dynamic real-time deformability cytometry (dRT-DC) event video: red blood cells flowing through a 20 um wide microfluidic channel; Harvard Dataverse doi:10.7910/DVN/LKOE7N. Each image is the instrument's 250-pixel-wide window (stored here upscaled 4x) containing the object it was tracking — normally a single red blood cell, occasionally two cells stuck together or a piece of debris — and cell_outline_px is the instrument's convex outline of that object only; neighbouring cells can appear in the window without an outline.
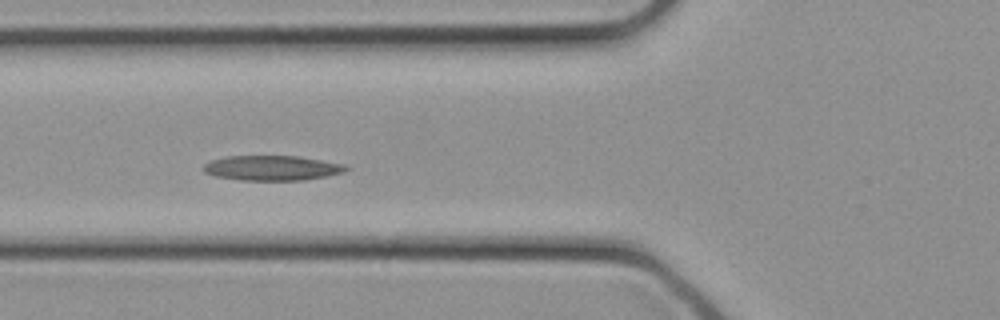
{"species": "common noctule bat (a hibernating species)", "species_latin": "Nyctalus noctula", "temperature_condition": "cold", "stored_images_in_passage": 33, "camera_frame_rate_fps": 3000, "um_per_image_px": 0.085, "animal": {"sex": "female", "body_mass_g": 21.9}, "frame": {"image": 1, "passage_image": 12, "time_ms": 3.667, "image_size_px": [1000, 320], "cell_outline_px": [[352, 168], [344, 172], [304, 180], [240, 180], [216, 176], [204, 172], [204, 164], [212, 160], [224, 156], [300, 156], [344, 164]], "centroid_in_image_um": [23.15, 14.27], "position_along_channel_um": 102.7, "area_um2": 20.69}}
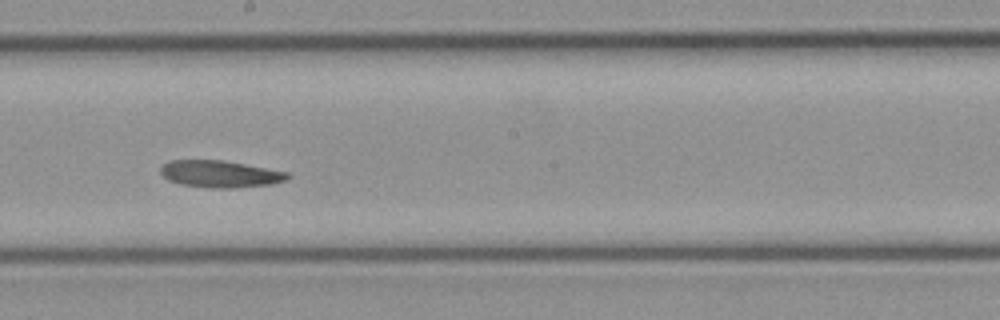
{"frame": {"image": 2, "passage_image": 18, "time_ms": 5.667, "image_size_px": [1000, 320], "cell_outline_px": [[292, 176], [284, 180], [272, 184], [232, 188], [212, 188], [180, 184], [168, 180], [160, 172], [160, 168], [168, 160], [224, 160], [288, 172]], "centroid_in_image_um": [18.7, 14.78], "position_along_channel_um": 229.5, "area_um2": 19.94}}
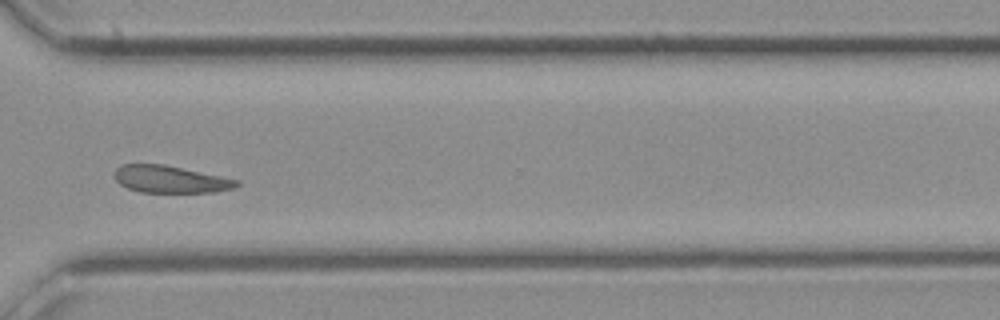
{"frame": {"image": 3, "passage_image": 24, "time_ms": 7.667, "image_size_px": [1000, 320], "cell_outline_px": [[240, 184], [232, 188], [212, 192], [140, 192], [128, 188], [120, 184], [116, 180], [116, 168], [120, 164], [164, 164], [240, 180]], "centroid_in_image_um": [14.48, 15.23], "position_along_channel_um": 356.1, "area_um2": 19.19}}